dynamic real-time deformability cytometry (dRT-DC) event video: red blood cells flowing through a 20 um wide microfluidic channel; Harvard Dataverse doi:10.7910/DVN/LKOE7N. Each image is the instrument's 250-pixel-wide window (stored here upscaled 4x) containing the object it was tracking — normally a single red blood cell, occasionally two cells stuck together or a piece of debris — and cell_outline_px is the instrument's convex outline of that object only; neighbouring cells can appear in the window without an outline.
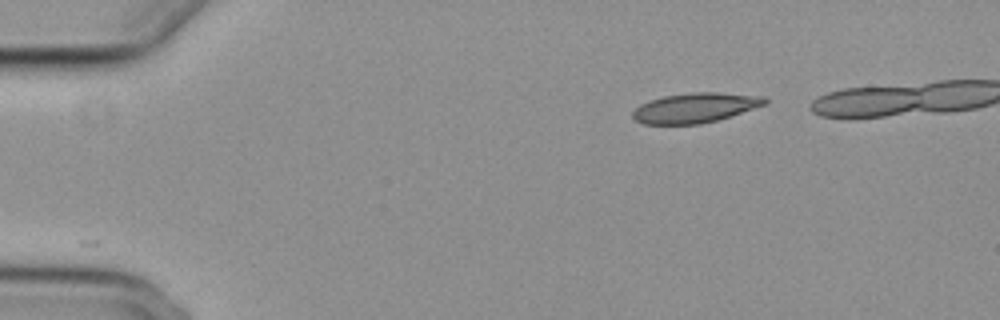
{"species": "common noctule bat (a hibernating species)", "species_latin": "Nyctalus noctula", "temperature_condition": "cold", "stored_images_in_passage": 41, "camera_frame_rate_fps": 3000, "um_per_image_px": 0.085, "animal": {"sex": "female", "body_mass_g": 29.2, "forearm_length_mm": 56.3}, "frame": {"image": 1, "passage_image": 1, "time_ms": 0.0, "image_size_px": [1000, 320], "cell_outline_px": [[768, 104], [716, 120], [700, 124], [644, 124], [636, 120], [632, 116], [632, 112], [640, 104], [664, 96], [688, 92], [716, 92], [764, 96], [768, 100]], "centroid_in_image_um": [59.11, 9.15], "position_along_channel_um": 25.9, "area_um2": 22.89}}
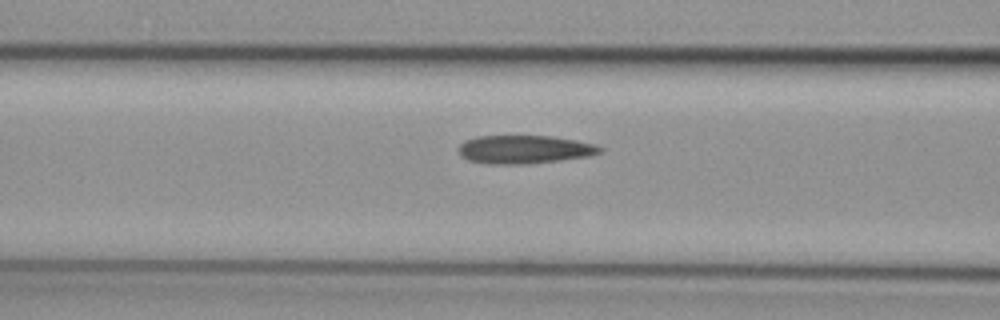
{"frame": {"image": 2, "passage_image": 15, "time_ms": 4.667, "image_size_px": [1000, 320], "cell_outline_px": [[604, 148], [600, 152], [588, 156], [560, 160], [528, 164], [492, 164], [468, 160], [460, 156], [456, 148], [464, 140], [476, 136], [552, 136], [576, 140], [596, 144]], "centroid_in_image_um": [44.54, 12.7], "position_along_channel_um": 122.1, "area_um2": 23.52}}
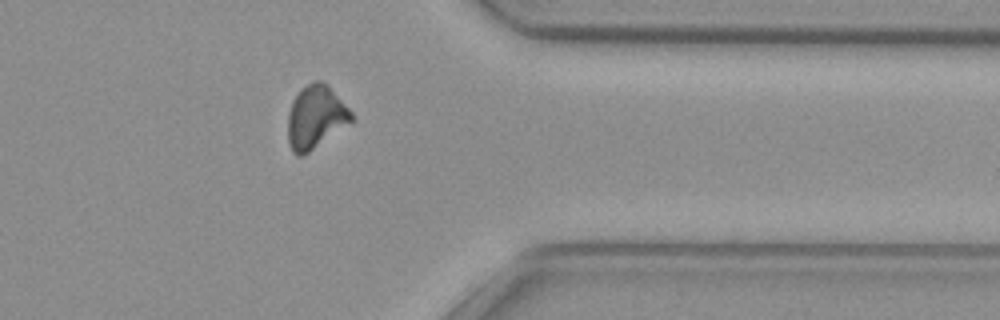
{"frame": {"image": 3, "passage_image": 37, "time_ms": 12.0, "image_size_px": [1000, 320], "cell_outline_px": [[356, 120], [308, 152], [300, 156], [296, 156], [292, 152], [288, 140], [288, 116], [292, 100], [300, 88], [312, 80], [320, 80], [328, 84], [356, 116]], "centroid_in_image_um": [26.86, 9.92], "position_along_channel_um": 384.5, "area_um2": 23.81}}